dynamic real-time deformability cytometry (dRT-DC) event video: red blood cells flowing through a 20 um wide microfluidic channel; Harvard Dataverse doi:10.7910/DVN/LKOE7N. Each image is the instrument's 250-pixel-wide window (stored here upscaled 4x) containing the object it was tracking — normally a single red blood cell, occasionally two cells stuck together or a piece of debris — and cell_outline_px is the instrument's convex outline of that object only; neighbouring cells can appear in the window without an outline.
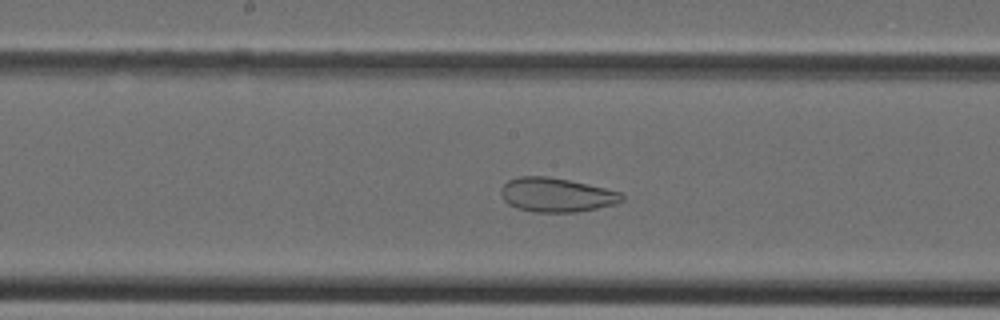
{"species": "Egyptian fruit bat (a non-hibernating species)", "species_latin": "Rousettus aegyptiacus", "temperature_condition": "cold", "stored_images_in_passage": 36, "camera_frame_rate_fps": 3000, "um_per_image_px": 0.085, "animal": {"sex": "female"}, "frame": {"image": 1, "passage_image": 17, "time_ms": 5.333, "image_size_px": [1000, 320], "cell_outline_px": [[624, 200], [616, 204], [576, 212], [532, 212], [516, 208], [508, 204], [504, 200], [500, 192], [500, 188], [508, 180], [520, 176], [548, 176], [568, 180], [604, 188], [620, 192], [624, 196]], "centroid_in_image_um": [47.27, 16.57], "position_along_channel_um": 200.9, "area_um2": 24.04}}
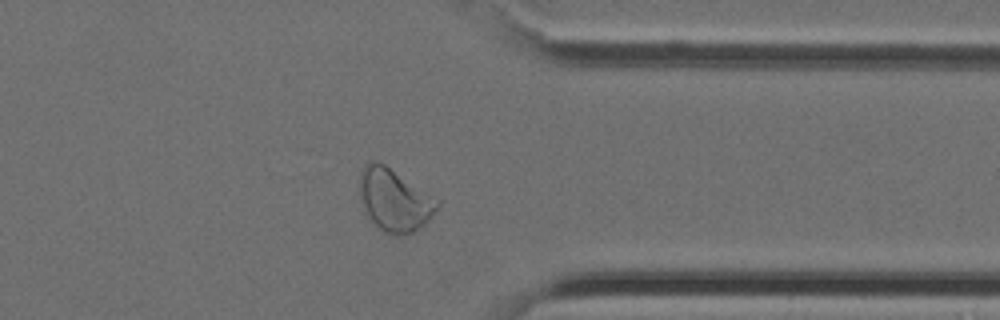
{"frame": {"image": 2, "passage_image": 28, "time_ms": 9.0, "image_size_px": [1000, 320], "cell_outline_px": [[440, 204], [424, 224], [420, 228], [412, 232], [384, 232], [376, 228], [368, 220], [360, 196], [360, 176], [364, 164], [376, 160], [384, 164], [440, 200]], "centroid_in_image_um": [33.5, 16.98], "position_along_channel_um": 377.9, "area_um2": 27.8}}
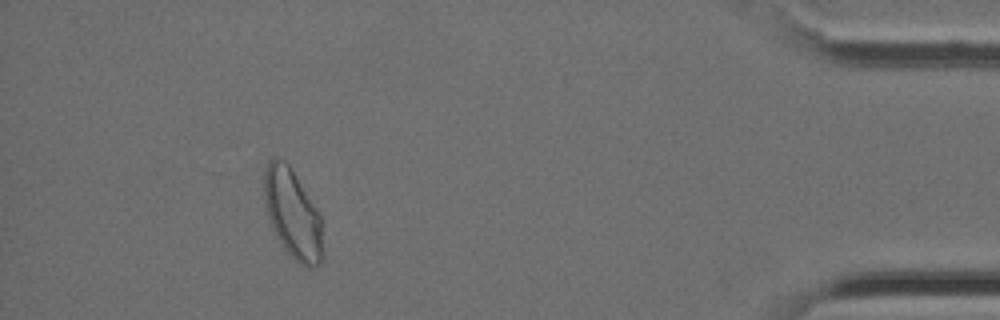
{"frame": {"image": 3, "passage_image": 33, "time_ms": 10.667, "image_size_px": [1000, 320], "cell_outline_px": [[324, 252], [320, 264], [316, 268], [308, 268], [300, 264], [288, 252], [272, 228], [268, 220], [264, 204], [264, 172], [268, 160], [272, 156], [276, 156], [284, 160], [288, 164], [320, 212], [324, 248]], "centroid_in_image_um": [24.89, 18.18], "position_along_channel_um": 410.3, "area_um2": 30.92}}